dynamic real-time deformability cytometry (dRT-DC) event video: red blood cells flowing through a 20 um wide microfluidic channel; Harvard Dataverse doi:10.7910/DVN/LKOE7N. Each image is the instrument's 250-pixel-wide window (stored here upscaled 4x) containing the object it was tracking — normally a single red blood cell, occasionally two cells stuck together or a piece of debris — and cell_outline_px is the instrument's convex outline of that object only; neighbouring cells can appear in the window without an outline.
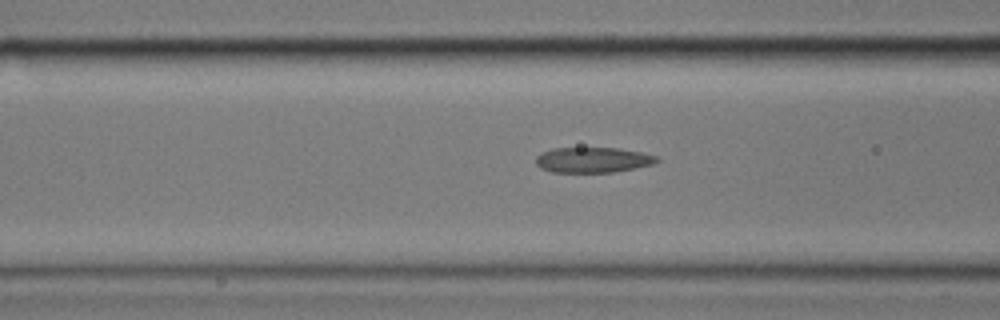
{"species": "common noctule bat (a hibernating species)", "species_latin": "Nyctalus noctula", "temperature_condition": "cold", "stored_images_in_passage": 44, "segment_of_instrument_passage": [1, 2], "camera_frame_rate_fps": 3000, "um_per_image_px": 0.085, "animal": {"sex": "male", "body_mass_g": 17.9}, "frame": {"image": 1, "passage_image": 21, "time_ms": 6.667, "image_size_px": [1000, 320], "cell_outline_px": [[660, 160], [652, 164], [612, 172], [552, 172], [540, 168], [536, 164], [536, 156], [552, 148], [616, 148], [640, 152], [656, 156]], "centroid_in_image_um": [50.35, 13.59], "position_along_channel_um": 116.2, "area_um2": 17.63}}
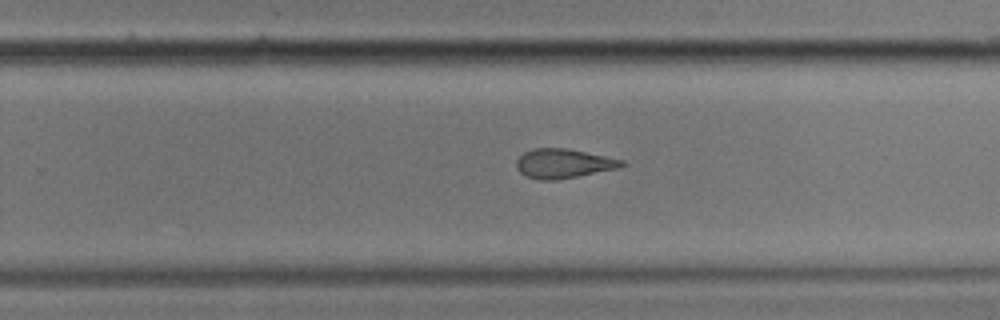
{"frame": {"image": 2, "passage_image": 35, "time_ms": 11.333, "image_size_px": [1000, 320], "cell_outline_px": [[628, 164], [616, 168], [556, 180], [540, 180], [528, 176], [520, 172], [516, 168], [516, 160], [524, 152], [536, 148], [568, 148], [624, 160]], "centroid_in_image_um": [47.88, 13.88], "position_along_channel_um": 281.9, "area_um2": 17.8}}
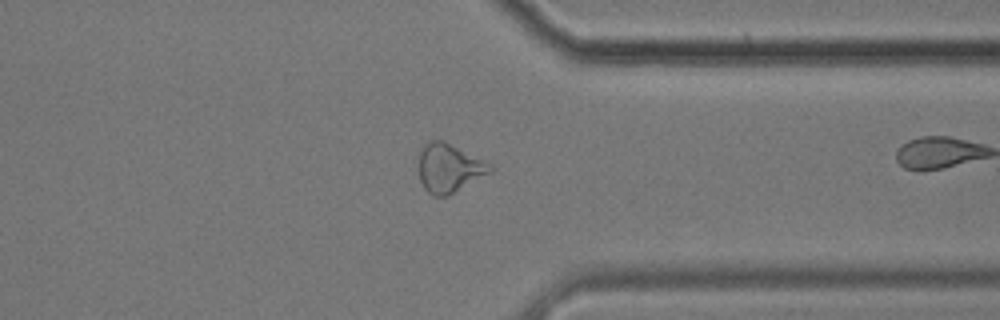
{"frame": {"image": 3, "passage_image": 43, "time_ms": 14.0, "image_size_px": [1000, 320], "cell_outline_px": [[496, 168], [492, 172], [448, 196], [432, 196], [424, 188], [420, 180], [420, 152], [424, 144], [428, 140], [444, 140], [492, 164]], "centroid_in_image_um": [38.21, 14.28], "position_along_channel_um": 373.2, "area_um2": 20.4}}